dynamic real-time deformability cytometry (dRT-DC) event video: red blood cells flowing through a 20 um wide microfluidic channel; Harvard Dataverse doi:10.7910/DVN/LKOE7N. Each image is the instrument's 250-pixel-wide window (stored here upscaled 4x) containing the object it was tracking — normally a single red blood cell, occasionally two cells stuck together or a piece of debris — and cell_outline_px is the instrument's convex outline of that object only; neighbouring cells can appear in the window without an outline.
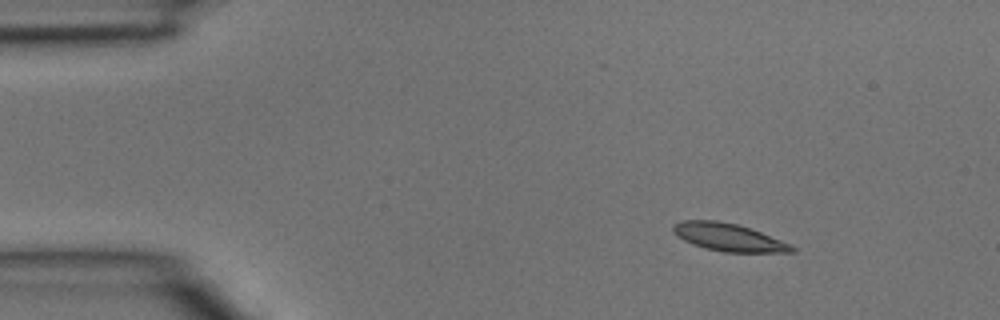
{"species": "common noctule bat (a hibernating species)", "species_latin": "Nyctalus noctula", "temperature_condition": "room temperature", "stored_images_in_passage": 3, "camera_frame_rate_fps": 3000, "um_per_image_px": 0.085, "animal": {"sex": "male", "body_mass_g": 15.6}, "frame": {"image": 1, "passage_image": 1, "time_ms": 0.0, "image_size_px": [1000, 320], "cell_outline_px": [[796, 252], [724, 252], [704, 248], [692, 244], [676, 236], [672, 232], [672, 224], [680, 220], [716, 220], [736, 224], [752, 228], [792, 244], [796, 248]], "centroid_in_image_um": [61.92, 20.16], "position_along_channel_um": 23.1, "area_um2": 19.48}}
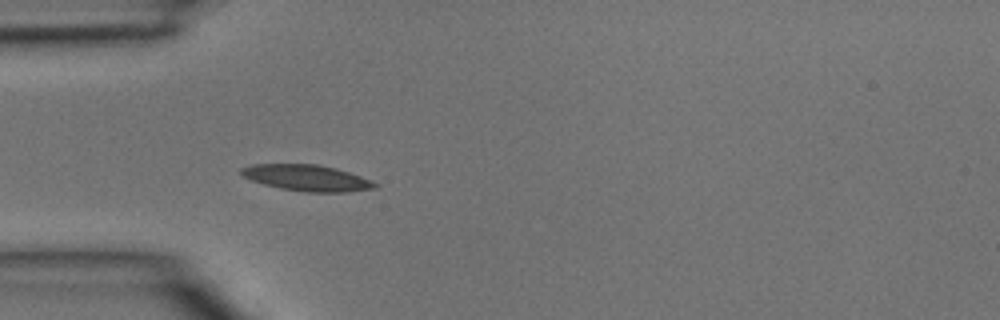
{"frame": {"image": 2, "passage_image": 3, "time_ms": 0.667, "image_size_px": [1000, 320], "cell_outline_px": [[380, 184], [376, 188], [348, 192], [308, 192], [280, 188], [264, 184], [252, 180], [244, 176], [240, 172], [240, 168], [252, 164], [320, 164], [336, 168], [360, 176]], "centroid_in_image_um": [26.11, 15.11], "position_along_channel_um": 58.9, "area_um2": 20.35}}